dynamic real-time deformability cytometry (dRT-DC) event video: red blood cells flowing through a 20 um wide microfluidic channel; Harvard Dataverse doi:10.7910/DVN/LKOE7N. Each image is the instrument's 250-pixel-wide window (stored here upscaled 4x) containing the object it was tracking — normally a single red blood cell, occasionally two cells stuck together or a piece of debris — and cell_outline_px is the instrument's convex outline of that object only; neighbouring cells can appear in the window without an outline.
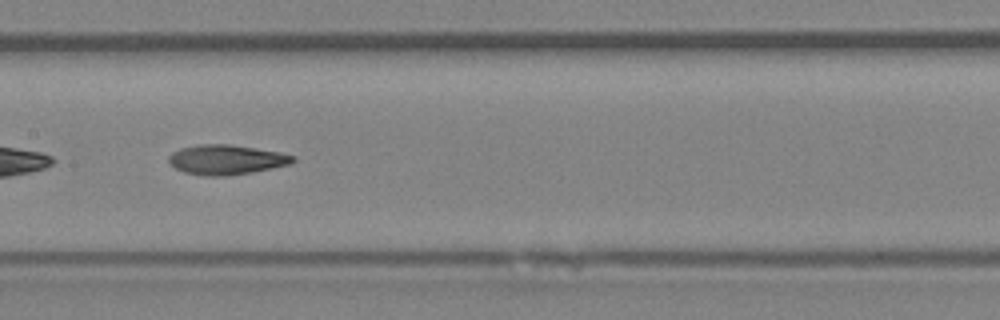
{"species": "Egyptian fruit bat (a non-hibernating species)", "species_latin": "Rousettus aegyptiacus", "temperature_condition": "room temperature", "stored_images_in_passage": 39, "camera_frame_rate_fps": 3000, "um_per_image_px": 0.085, "animal": {"sex": "female"}, "frame": {"image": 1, "passage_image": 17, "time_ms": 5.333, "image_size_px": [1000, 320], "cell_outline_px": [[296, 160], [292, 164], [252, 172], [228, 176], [204, 176], [184, 172], [176, 168], [168, 160], [168, 156], [172, 152], [180, 148], [200, 144], [228, 144], [280, 152], [296, 156]], "centroid_in_image_um": [19.26, 13.57], "position_along_channel_um": 188.1, "area_um2": 21.62}, "authors_computed_cell_mechanics": {"area_um2": 21.2704, "velocity_mm_per_s": 3.979, "shape_relaxation_time_tau1_ms": 10.9008, "shape_relaxation_time_tau2_ms": 4.9552, "deformation_change_tau1": 0.2351, "deformation_change_tau2": 0.1377}}